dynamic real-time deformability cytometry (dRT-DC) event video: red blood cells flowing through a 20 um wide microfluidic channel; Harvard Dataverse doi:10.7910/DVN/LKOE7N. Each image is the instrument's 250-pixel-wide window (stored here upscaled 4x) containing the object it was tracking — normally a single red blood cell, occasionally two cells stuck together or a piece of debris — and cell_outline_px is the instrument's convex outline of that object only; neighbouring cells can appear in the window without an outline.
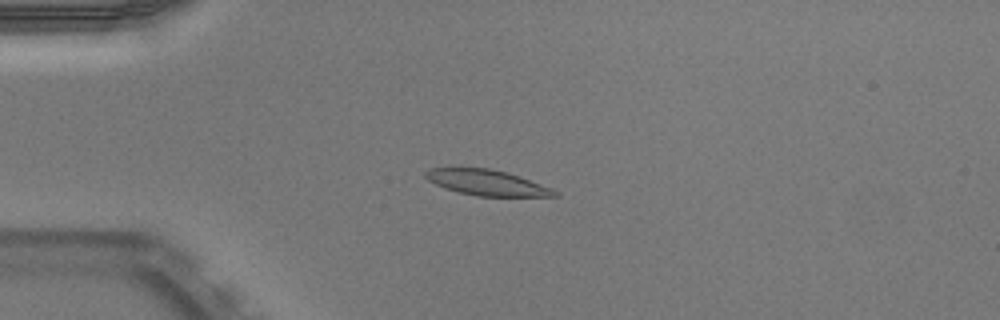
{"species": "Egyptian fruit bat (a non-hibernating species)", "species_latin": "Rousettus aegyptiacus", "temperature_condition": "warm", "stored_images_in_passage": 32, "camera_frame_rate_fps": 3000, "um_per_image_px": 0.085, "animal": {"sex": "male"}, "frame": {"image": 1, "passage_image": 13, "time_ms": 4.0, "image_size_px": [1000, 320], "cell_outline_px": [[560, 196], [476, 196], [460, 192], [436, 184], [428, 180], [424, 176], [424, 172], [428, 168], [488, 168], [508, 172], [520, 176], [552, 188], [560, 192]], "centroid_in_image_um": [41.43, 15.52], "position_along_channel_um": 43.6, "area_um2": 19.19}}
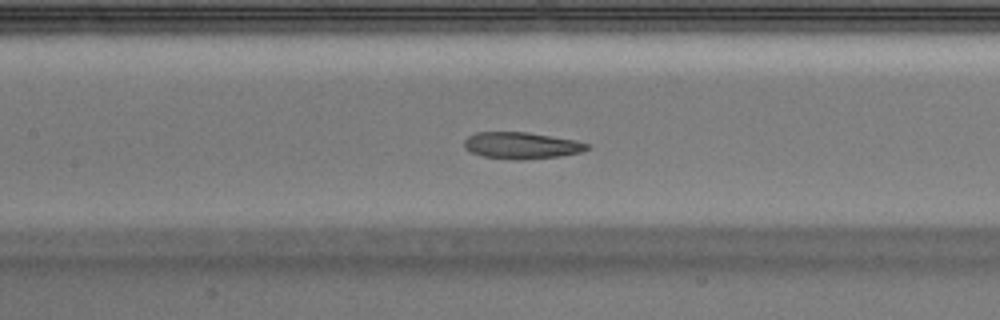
{"frame": {"image": 2, "passage_image": 24, "time_ms": 7.667, "image_size_px": [1000, 320], "cell_outline_px": [[592, 148], [580, 152], [560, 156], [524, 160], [512, 160], [484, 156], [472, 152], [464, 148], [464, 140], [468, 136], [476, 132], [528, 132], [576, 140], [592, 144]], "centroid_in_image_um": [44.37, 12.36], "position_along_channel_um": 163.0, "area_um2": 19.31}}
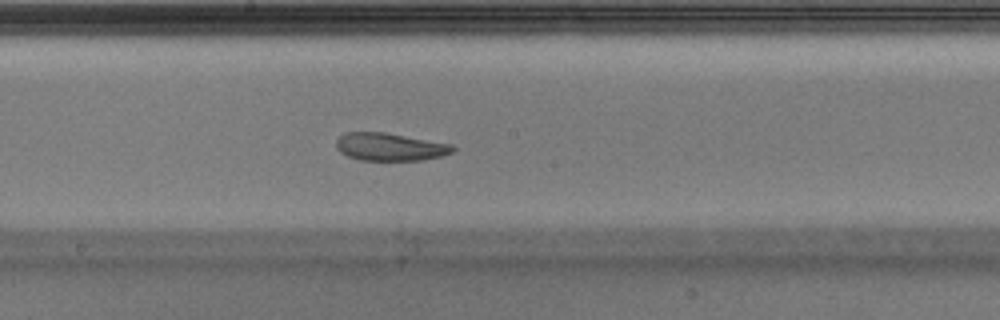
{"frame": {"image": 3, "passage_image": 28, "time_ms": 9.0, "image_size_px": [1000, 320], "cell_outline_px": [[456, 148], [452, 152], [440, 156], [424, 160], [360, 160], [348, 156], [340, 152], [336, 148], [336, 140], [344, 132], [384, 132], [452, 144]], "centroid_in_image_um": [33.13, 12.48], "position_along_channel_um": 215.1, "area_um2": 18.84}}